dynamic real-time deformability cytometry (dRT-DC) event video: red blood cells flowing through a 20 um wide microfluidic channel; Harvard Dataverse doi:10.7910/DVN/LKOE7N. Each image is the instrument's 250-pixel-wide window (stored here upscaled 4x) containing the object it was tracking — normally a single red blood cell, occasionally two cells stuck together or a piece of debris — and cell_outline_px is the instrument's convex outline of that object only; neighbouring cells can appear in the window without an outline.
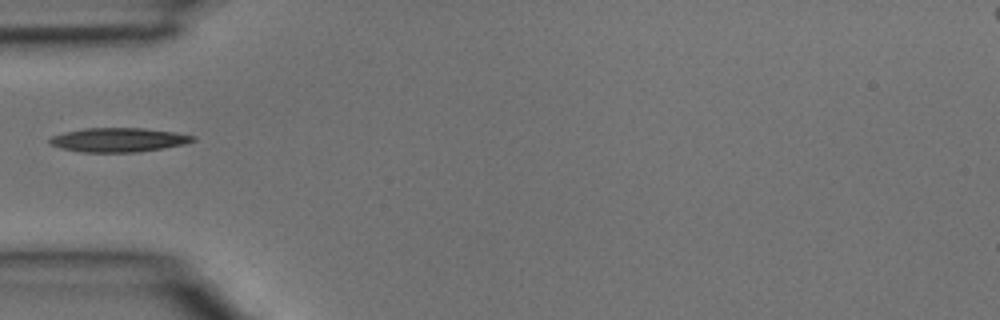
{"species": "common noctule bat (a hibernating species)", "species_latin": "Nyctalus noctula", "temperature_condition": "room temperature", "stored_images_in_passage": 3, "camera_frame_rate_fps": 3000, "um_per_image_px": 0.085, "animal": {"sex": "male", "body_mass_g": 15.6}, "frame": {"image": 1, "passage_image": 3, "time_ms": 0.667, "image_size_px": [1000, 320], "cell_outline_px": [[196, 140], [184, 144], [136, 152], [80, 152], [60, 148], [52, 144], [48, 140], [52, 136], [64, 132], [84, 128], [144, 128], [172, 132], [196, 136]], "centroid_in_image_um": [10.04, 11.88], "position_along_channel_um": 75.0, "area_um2": 19.94}}